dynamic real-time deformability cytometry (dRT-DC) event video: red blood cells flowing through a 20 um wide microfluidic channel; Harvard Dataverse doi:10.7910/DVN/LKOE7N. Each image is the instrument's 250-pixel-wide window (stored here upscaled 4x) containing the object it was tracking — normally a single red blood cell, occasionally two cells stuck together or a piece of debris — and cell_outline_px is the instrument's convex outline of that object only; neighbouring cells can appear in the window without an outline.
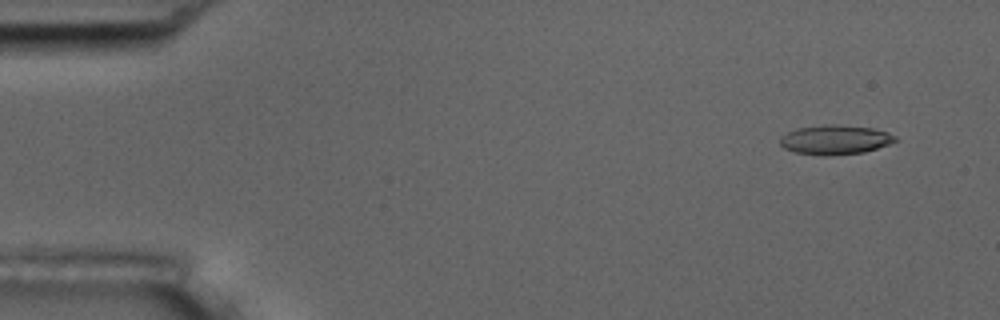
{"species": "common noctule bat (a hibernating species)", "species_latin": "Nyctalus noctula", "temperature_condition": "room temperature", "stored_images_in_passage": 55, "camera_frame_rate_fps": 3000, "um_per_image_px": 0.085, "animal": {"sex": "male", "body_mass_g": 17.5, "forearm_length_mm": 52.3}, "frame": {"image": 1, "passage_image": 4, "time_ms": 1.0, "image_size_px": [1000, 320], "cell_outline_px": [[900, 140], [864, 152], [828, 156], [820, 156], [796, 152], [784, 148], [780, 144], [780, 136], [796, 128], [824, 124], [836, 124], [872, 128], [888, 132], [896, 136]], "centroid_in_image_um": [70.98, 11.87], "position_along_channel_um": 14.0, "area_um2": 19.94}}
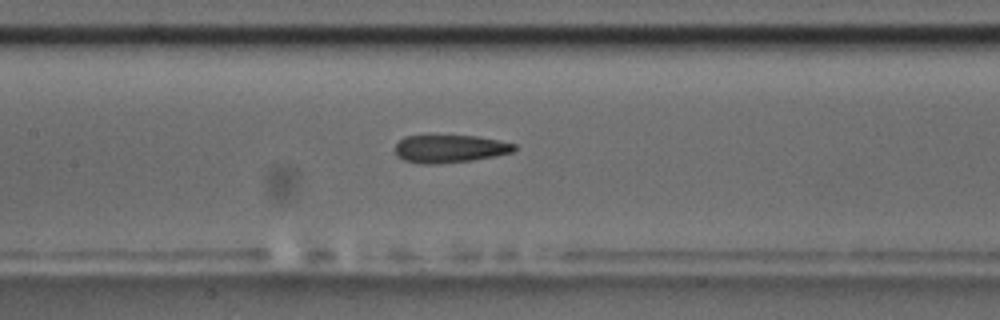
{"frame": {"image": 2, "passage_image": 26, "time_ms": 8.333, "image_size_px": [1000, 320], "cell_outline_px": [[516, 148], [512, 152], [472, 160], [432, 164], [424, 164], [404, 160], [396, 156], [396, 144], [404, 136], [428, 132], [476, 136], [516, 144]], "centroid_in_image_um": [38.14, 12.58], "position_along_channel_um": 169.3, "area_um2": 20.0}}
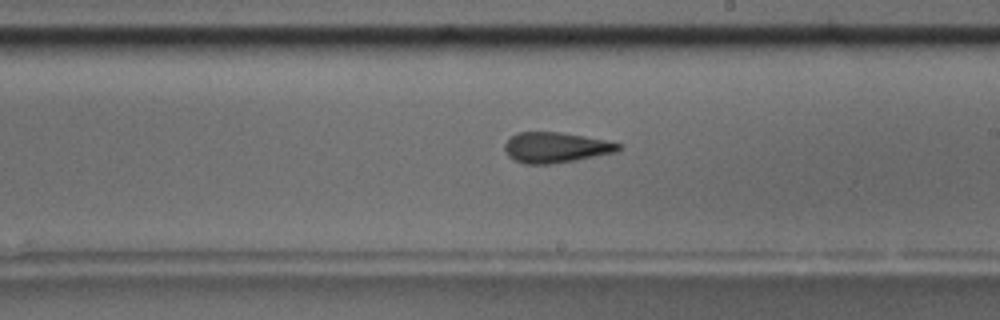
{"frame": {"image": 3, "passage_image": 32, "time_ms": 10.333, "image_size_px": [1000, 320], "cell_outline_px": [[620, 148], [616, 152], [576, 160], [548, 164], [524, 164], [508, 156], [504, 148], [504, 144], [516, 132], [560, 132], [584, 136], [604, 140], [620, 144]], "centroid_in_image_um": [47.21, 12.53], "position_along_channel_um": 241.8, "area_um2": 20.0}, "authors_computed_cell_mechanics": {"area_um2": 20.0566, "velocity_mm_per_s": 3.6449, "shape_relaxation_time_tau1_ms": 7.7838, "shape_relaxation_time_tau2_ms": 2.9388, "deformation_change_tau1": 0.207, "deformation_change_tau2": 0.1407}}